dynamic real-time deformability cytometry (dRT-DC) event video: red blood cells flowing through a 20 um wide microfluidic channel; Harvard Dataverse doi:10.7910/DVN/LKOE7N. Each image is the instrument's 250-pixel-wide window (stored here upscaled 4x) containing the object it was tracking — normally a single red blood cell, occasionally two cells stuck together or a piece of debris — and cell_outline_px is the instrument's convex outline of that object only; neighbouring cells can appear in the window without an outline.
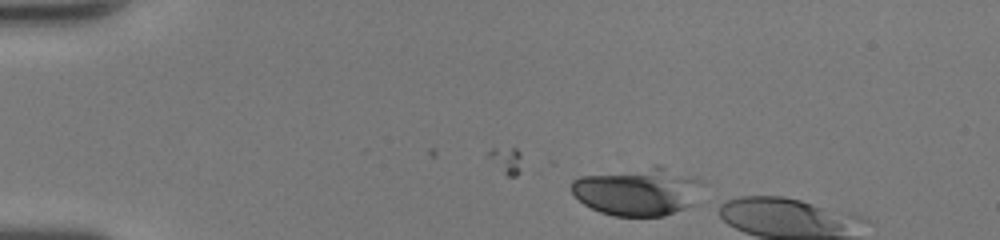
{"species": "human", "species_latin": "Homo sapiens", "temperature_condition": "room temperature", "stored_images_in_passage": 4, "camera_frame_rate_fps": 3000, "um_per_image_px": 0.085, "donor": {"sex": "female"}, "frame": {"image": 1, "passage_image": 1, "time_ms": 0.0, "image_size_px": [1000, 240], "cell_outline_px": [[704, 180], [700, 204], [664, 216], [616, 216], [600, 212], [584, 204], [572, 192], [572, 180], [580, 176], [656, 164], [660, 164]], "centroid_in_image_um": [54.34, 16.25], "position_along_channel_um": 30.7, "area_um2": 37.97}}